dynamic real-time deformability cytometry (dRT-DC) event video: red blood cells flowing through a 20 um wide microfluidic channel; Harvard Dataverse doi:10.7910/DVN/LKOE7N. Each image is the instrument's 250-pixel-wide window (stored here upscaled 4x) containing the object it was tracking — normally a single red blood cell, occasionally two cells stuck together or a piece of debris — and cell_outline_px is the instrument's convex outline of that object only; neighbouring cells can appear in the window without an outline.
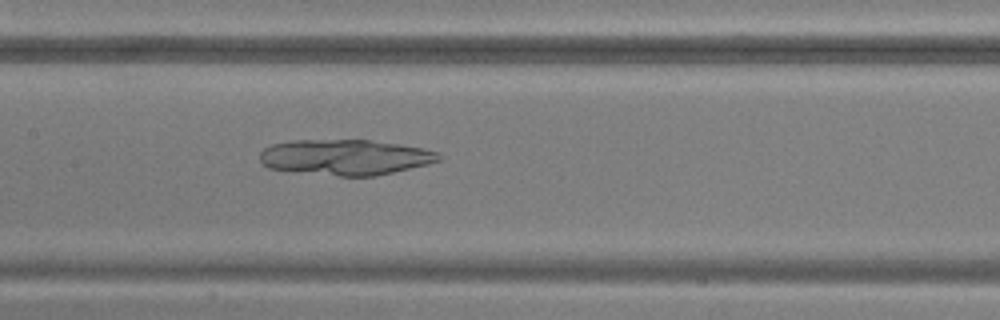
{"species": "common noctule bat (a hibernating species)", "species_latin": "Nyctalus noctula", "temperature_condition": "warm", "stored_images_in_passage": 22, "camera_frame_rate_fps": 3000, "um_per_image_px": 0.085, "animal": {"sex": "male", "body_mass_g": 20.5, "forearm_length_mm": 52.5}, "frame": {"image": 1, "passage_image": 11, "time_ms": 3.333, "image_size_px": [1000, 320], "cell_outline_px": [[440, 160], [428, 164], [376, 176], [340, 176], [268, 168], [260, 160], [260, 152], [264, 148], [272, 144], [292, 140], [372, 140], [400, 144], [424, 148], [440, 152]], "centroid_in_image_um": [29.38, 13.35], "position_along_channel_um": 178.0, "area_um2": 37.05}}